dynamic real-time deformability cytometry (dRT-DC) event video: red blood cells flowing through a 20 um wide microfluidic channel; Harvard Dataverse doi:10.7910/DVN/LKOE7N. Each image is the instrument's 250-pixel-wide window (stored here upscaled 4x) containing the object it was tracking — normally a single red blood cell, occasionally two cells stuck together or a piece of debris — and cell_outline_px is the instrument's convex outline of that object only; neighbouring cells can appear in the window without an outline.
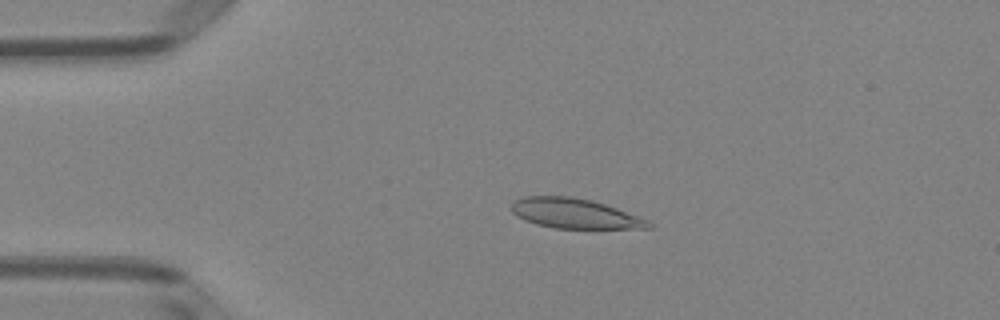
{"species": "Egyptian fruit bat (a non-hibernating species)", "species_latin": "Rousettus aegyptiacus", "temperature_condition": "room temperature", "stored_images_in_passage": 51, "camera_frame_rate_fps": 3000, "um_per_image_px": 0.085, "animal": {"sex": "female"}, "frame": {"image": 1, "passage_image": 11, "time_ms": 3.333, "image_size_px": [1000, 320], "cell_outline_px": [[656, 224], [652, 228], [556, 228], [536, 224], [524, 220], [516, 216], [512, 212], [512, 200], [524, 196], [568, 196], [592, 200], [616, 208], [648, 220]], "centroid_in_image_um": [48.83, 18.14], "position_along_channel_um": 36.2, "area_um2": 23.87}}
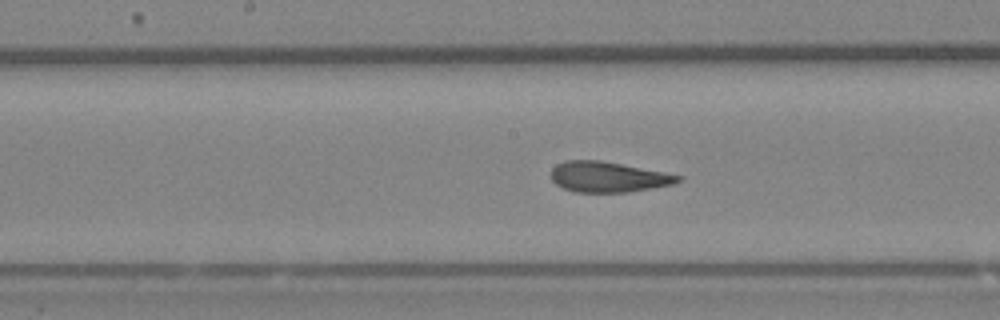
{"frame": {"image": 2, "passage_image": 26, "time_ms": 8.333, "image_size_px": [1000, 320], "cell_outline_px": [[684, 180], [672, 184], [652, 188], [628, 192], [576, 192], [564, 188], [556, 184], [552, 180], [552, 168], [556, 164], [564, 160], [600, 160], [664, 172], [684, 176]], "centroid_in_image_um": [51.71, 15.03], "position_along_channel_um": 196.5, "area_um2": 22.54}}
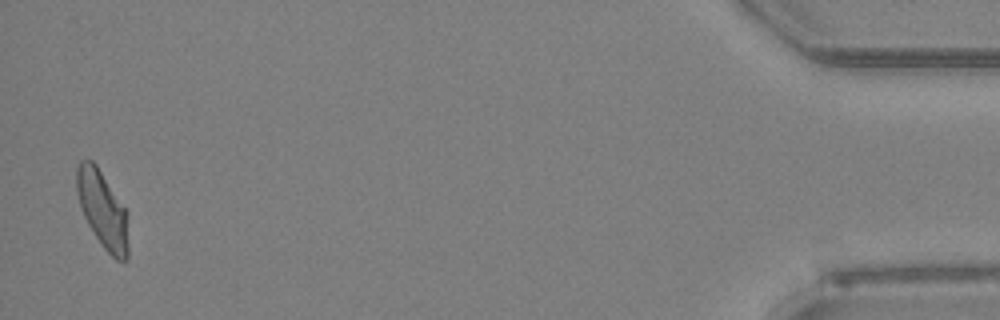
{"frame": {"image": 3, "passage_image": 50, "time_ms": 16.333, "image_size_px": [1000, 320], "cell_outline_px": [[128, 260], [116, 260], [104, 248], [88, 224], [84, 216], [76, 192], [76, 168], [80, 160], [92, 160], [96, 164], [128, 212]], "centroid_in_image_um": [8.73, 17.81], "position_along_channel_um": 426.5, "area_um2": 23.24}, "authors_computed_cell_mechanics": {"area_um2": 23.5824, "velocity_mm_per_s": 3.9817, "shape_relaxation_time_tau1_ms": 6.6544, "shape_relaxation_time_tau2_ms": 1.2572, "deformation_change_tau1": 0.1895, "deformation_change_tau2": 0.0863}}